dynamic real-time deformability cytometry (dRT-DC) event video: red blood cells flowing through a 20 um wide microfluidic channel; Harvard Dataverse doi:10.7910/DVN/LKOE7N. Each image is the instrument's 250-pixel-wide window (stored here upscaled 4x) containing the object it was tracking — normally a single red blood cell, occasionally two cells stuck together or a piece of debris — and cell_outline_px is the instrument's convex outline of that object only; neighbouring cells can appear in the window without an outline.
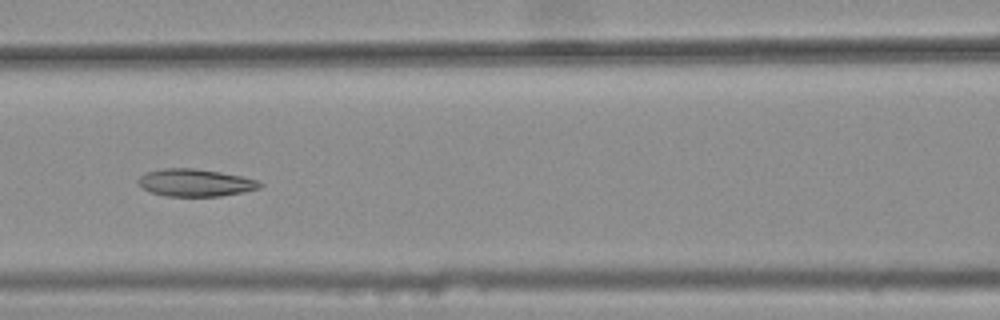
{"species": "common noctule bat (a hibernating species)", "species_latin": "Nyctalus noctula", "temperature_condition": "warm", "stored_images_in_passage": 8, "camera_frame_rate_fps": 3000, "um_per_image_px": 0.085, "animal": {"sex": "female", "body_mass_g": 25.1}, "frame": {"image": 1, "passage_image": 6, "time_ms": 1.667, "image_size_px": [1000, 320], "cell_outline_px": [[264, 184], [260, 188], [220, 196], [168, 196], [152, 192], [140, 188], [136, 180], [140, 176], [148, 172], [164, 168], [192, 168], [220, 172], [244, 176], [256, 180]], "centroid_in_image_um": [16.58, 15.52], "position_along_channel_um": 150.0, "area_um2": 19.36}}
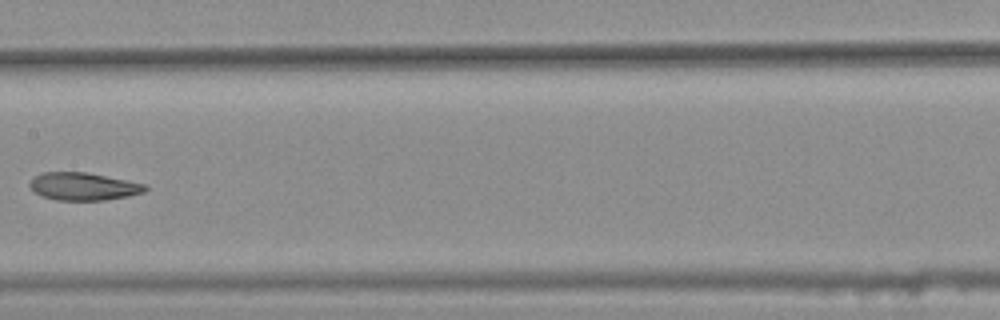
{"frame": {"image": 2, "passage_image": 7, "time_ms": 2.0, "image_size_px": [1000, 320], "cell_outline_px": [[148, 188], [144, 192], [128, 196], [104, 200], [56, 200], [40, 196], [28, 184], [36, 176], [44, 172], [84, 172], [144, 184]], "centroid_in_image_um": [7.06, 15.86], "position_along_channel_um": 200.3, "area_um2": 18.26}}
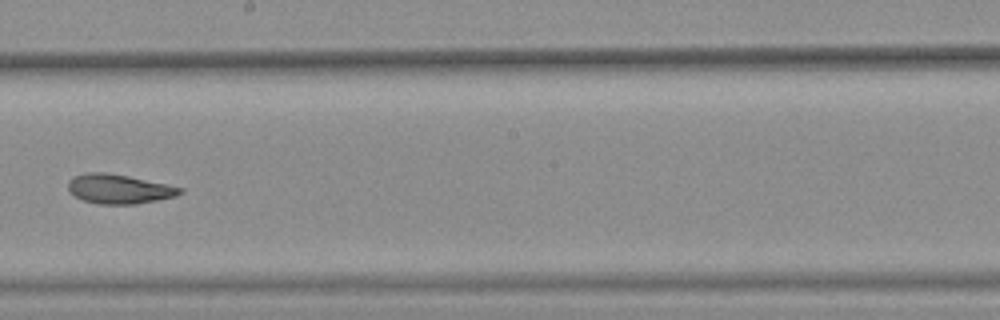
{"frame": {"image": 3, "passage_image": 8, "time_ms": 2.333, "image_size_px": [1000, 320], "cell_outline_px": [[184, 192], [176, 196], [136, 204], [96, 204], [84, 200], [76, 196], [68, 188], [68, 180], [84, 172], [104, 172], [128, 176], [184, 188]], "centroid_in_image_um": [10.12, 16.06], "position_along_channel_um": 238.1, "area_um2": 19.02}}